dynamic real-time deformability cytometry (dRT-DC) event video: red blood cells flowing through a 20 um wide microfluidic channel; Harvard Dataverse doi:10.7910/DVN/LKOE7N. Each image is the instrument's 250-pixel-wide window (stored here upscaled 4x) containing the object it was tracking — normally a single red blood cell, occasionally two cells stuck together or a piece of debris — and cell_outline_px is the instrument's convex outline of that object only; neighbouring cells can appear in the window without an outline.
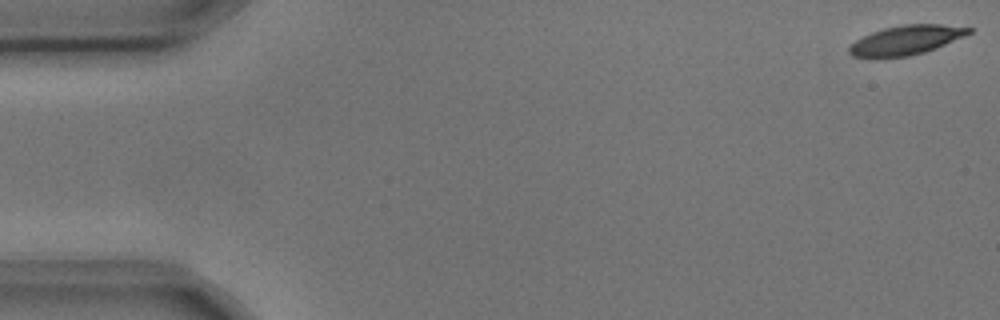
{"species": "common noctule bat (a hibernating species)", "species_latin": "Nyctalus noctula", "temperature_condition": "cold", "stored_images_in_passage": 4, "camera_frame_rate_fps": 3000, "um_per_image_px": 0.085, "animal": {"sex": "male", "body_mass_g": 17.9, "forearm_length_mm": 54.2}, "frame": {"image": 1, "passage_image": 1, "time_ms": 0.0, "image_size_px": [1000, 320], "cell_outline_px": [[972, 32], [964, 36], [936, 48], [924, 52], [908, 56], [880, 60], [868, 60], [852, 56], [848, 52], [848, 48], [856, 40], [872, 32], [884, 28], [904, 24], [940, 24], [972, 28]], "centroid_in_image_um": [76.93, 3.46], "position_along_channel_um": 8.1, "area_um2": 20.92}}
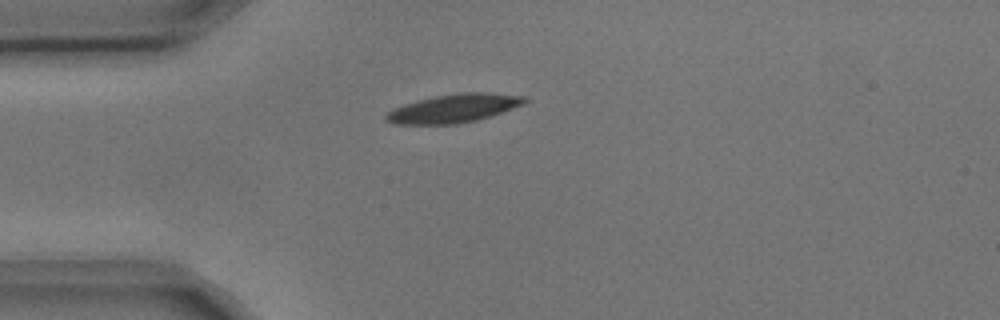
{"frame": {"image": 2, "passage_image": 4, "time_ms": 1.0, "image_size_px": [1000, 320], "cell_outline_px": [[528, 100], [512, 108], [476, 120], [456, 124], [396, 124], [384, 120], [384, 116], [388, 112], [404, 104], [436, 96], [460, 92], [488, 92], [528, 96]], "centroid_in_image_um": [38.57, 9.2], "position_along_channel_um": 46.4, "area_um2": 22.66}}